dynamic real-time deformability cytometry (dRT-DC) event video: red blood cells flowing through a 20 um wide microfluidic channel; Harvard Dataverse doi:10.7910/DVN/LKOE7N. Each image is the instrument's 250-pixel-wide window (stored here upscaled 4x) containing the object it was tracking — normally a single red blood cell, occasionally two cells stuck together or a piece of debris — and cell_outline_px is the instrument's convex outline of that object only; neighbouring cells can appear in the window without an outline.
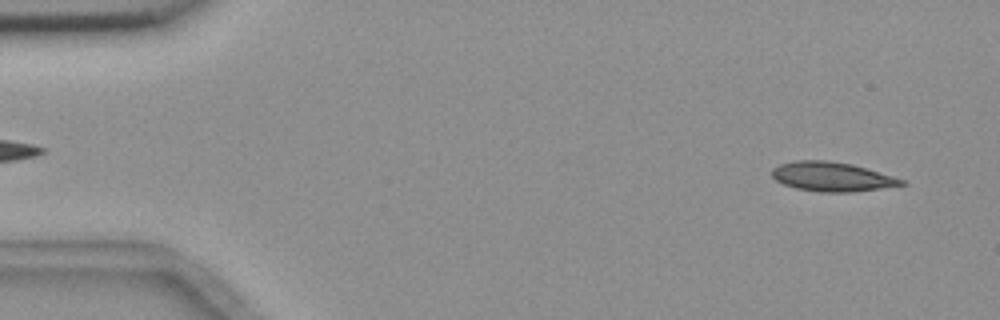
{"species": "common noctule bat (a hibernating species)", "species_latin": "Nyctalus noctula", "temperature_condition": "room temperature", "stored_images_in_passage": 4, "segment_of_instrument_passage": [2, 2], "camera_frame_rate_fps": 3000, "um_per_image_px": 0.085, "animal": {"sex": "female", "body_mass_g": 18.4}, "frame": {"image": 1, "passage_image": 4, "time_ms": 4.667, "image_size_px": [1000, 320], "cell_outline_px": [[908, 184], [852, 192], [820, 192], [796, 188], [784, 184], [776, 180], [772, 176], [772, 168], [780, 164], [796, 160], [828, 160], [852, 164], [892, 176], [904, 180]], "centroid_in_image_um": [70.69, 15.01], "position_along_channel_um": 14.3, "area_um2": 21.96}}